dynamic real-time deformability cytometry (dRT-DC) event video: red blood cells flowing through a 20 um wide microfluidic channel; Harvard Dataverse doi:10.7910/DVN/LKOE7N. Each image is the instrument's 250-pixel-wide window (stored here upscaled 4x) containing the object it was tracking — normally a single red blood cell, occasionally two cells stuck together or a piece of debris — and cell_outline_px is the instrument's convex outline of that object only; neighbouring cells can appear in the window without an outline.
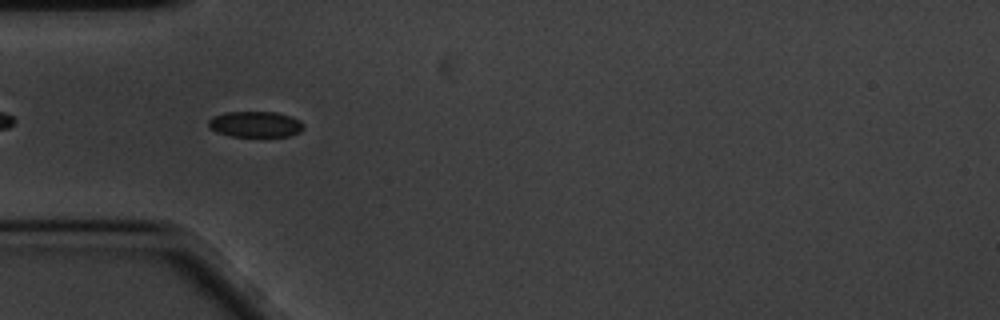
{"species": "common noctule bat (a hibernating species)", "species_latin": "Nyctalus noctula", "temperature_condition": "cold", "stored_images_in_passage": 29, "camera_frame_rate_fps": 3000, "um_per_image_px": 0.085, "animal": {"sex": "male", "body_mass_g": 20.1, "forearm_length_mm": 53.5}, "frame": {"image": 1, "passage_image": 5, "time_ms": 1.333, "image_size_px": [1000, 320], "cell_outline_px": [[304, 128], [300, 132], [288, 136], [232, 136], [216, 132], [208, 128], [208, 120], [212, 116], [224, 112], [276, 112], [292, 116], [300, 120], [304, 124]], "centroid_in_image_um": [21.7, 10.55], "position_along_channel_um": 63.3, "area_um2": 14.51}}
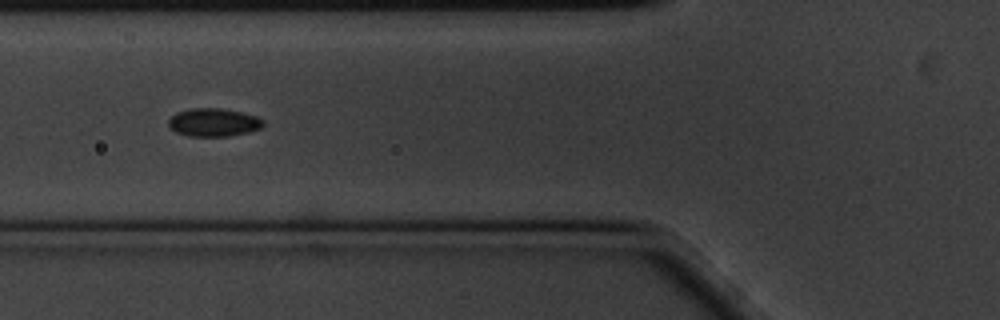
{"frame": {"image": 2, "passage_image": 9, "time_ms": 2.667, "image_size_px": [1000, 320], "cell_outline_px": [[264, 124], [260, 128], [248, 132], [228, 136], [188, 136], [176, 132], [168, 124], [168, 120], [176, 112], [188, 108], [220, 108], [240, 112], [256, 116], [264, 120]], "centroid_in_image_um": [18.14, 10.39], "position_along_channel_um": 107.7, "area_um2": 15.49}}